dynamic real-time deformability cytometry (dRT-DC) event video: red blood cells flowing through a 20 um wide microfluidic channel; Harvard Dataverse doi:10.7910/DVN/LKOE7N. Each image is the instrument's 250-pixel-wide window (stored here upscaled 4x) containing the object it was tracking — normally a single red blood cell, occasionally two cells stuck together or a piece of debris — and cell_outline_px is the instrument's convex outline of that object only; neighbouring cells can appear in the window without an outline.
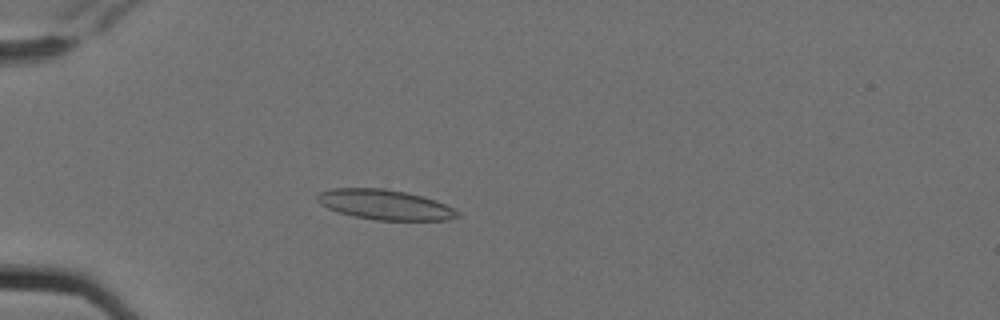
{"species": "Egyptian fruit bat (a non-hibernating species)", "species_latin": "Rousettus aegyptiacus", "temperature_condition": "cold", "stored_images_in_passage": 5, "camera_frame_rate_fps": 3000, "um_per_image_px": 0.085, "animal": {"sex": "female"}, "frame": {"image": 1, "passage_image": 5, "time_ms": 1.333, "image_size_px": [1000, 320], "cell_outline_px": [[460, 216], [448, 220], [376, 220], [356, 216], [340, 212], [328, 208], [320, 204], [316, 200], [316, 196], [320, 192], [332, 188], [384, 188], [424, 196], [436, 200], [460, 212]], "centroid_in_image_um": [32.73, 17.39], "position_along_channel_um": 52.3, "area_um2": 24.45}}